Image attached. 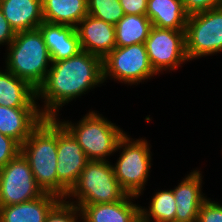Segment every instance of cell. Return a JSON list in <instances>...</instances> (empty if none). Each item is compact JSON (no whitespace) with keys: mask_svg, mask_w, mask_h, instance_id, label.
<instances>
[{"mask_svg":"<svg viewBox=\"0 0 222 222\" xmlns=\"http://www.w3.org/2000/svg\"><path fill=\"white\" fill-rule=\"evenodd\" d=\"M103 81L111 76L125 84H138L157 75L152 68L144 43L115 47L102 59Z\"/></svg>","mask_w":222,"mask_h":222,"instance_id":"8","label":"cell"},{"mask_svg":"<svg viewBox=\"0 0 222 222\" xmlns=\"http://www.w3.org/2000/svg\"><path fill=\"white\" fill-rule=\"evenodd\" d=\"M175 202L172 189L156 192L151 199L149 210L140 206V220L144 222H151V219H153L152 222H175Z\"/></svg>","mask_w":222,"mask_h":222,"instance_id":"23","label":"cell"},{"mask_svg":"<svg viewBox=\"0 0 222 222\" xmlns=\"http://www.w3.org/2000/svg\"><path fill=\"white\" fill-rule=\"evenodd\" d=\"M185 42L189 60L222 52V7L189 15Z\"/></svg>","mask_w":222,"mask_h":222,"instance_id":"7","label":"cell"},{"mask_svg":"<svg viewBox=\"0 0 222 222\" xmlns=\"http://www.w3.org/2000/svg\"><path fill=\"white\" fill-rule=\"evenodd\" d=\"M37 91L12 72L0 71V105L6 107H39Z\"/></svg>","mask_w":222,"mask_h":222,"instance_id":"19","label":"cell"},{"mask_svg":"<svg viewBox=\"0 0 222 222\" xmlns=\"http://www.w3.org/2000/svg\"><path fill=\"white\" fill-rule=\"evenodd\" d=\"M60 197L44 193L32 201L0 207V222H45Z\"/></svg>","mask_w":222,"mask_h":222,"instance_id":"18","label":"cell"},{"mask_svg":"<svg viewBox=\"0 0 222 222\" xmlns=\"http://www.w3.org/2000/svg\"><path fill=\"white\" fill-rule=\"evenodd\" d=\"M57 119V196L67 199L89 161L73 135Z\"/></svg>","mask_w":222,"mask_h":222,"instance_id":"11","label":"cell"},{"mask_svg":"<svg viewBox=\"0 0 222 222\" xmlns=\"http://www.w3.org/2000/svg\"><path fill=\"white\" fill-rule=\"evenodd\" d=\"M146 15L153 26L173 30H185L189 16L181 0H148Z\"/></svg>","mask_w":222,"mask_h":222,"instance_id":"20","label":"cell"},{"mask_svg":"<svg viewBox=\"0 0 222 222\" xmlns=\"http://www.w3.org/2000/svg\"><path fill=\"white\" fill-rule=\"evenodd\" d=\"M202 175L194 170L172 189L176 200L175 222H196L201 205L207 200L202 188Z\"/></svg>","mask_w":222,"mask_h":222,"instance_id":"14","label":"cell"},{"mask_svg":"<svg viewBox=\"0 0 222 222\" xmlns=\"http://www.w3.org/2000/svg\"><path fill=\"white\" fill-rule=\"evenodd\" d=\"M45 116L38 107L0 105V133L22 145Z\"/></svg>","mask_w":222,"mask_h":222,"instance_id":"13","label":"cell"},{"mask_svg":"<svg viewBox=\"0 0 222 222\" xmlns=\"http://www.w3.org/2000/svg\"><path fill=\"white\" fill-rule=\"evenodd\" d=\"M196 222H222V205L208 198L201 205Z\"/></svg>","mask_w":222,"mask_h":222,"instance_id":"27","label":"cell"},{"mask_svg":"<svg viewBox=\"0 0 222 222\" xmlns=\"http://www.w3.org/2000/svg\"><path fill=\"white\" fill-rule=\"evenodd\" d=\"M0 9L15 33L37 29L44 21L42 0H0Z\"/></svg>","mask_w":222,"mask_h":222,"instance_id":"17","label":"cell"},{"mask_svg":"<svg viewBox=\"0 0 222 222\" xmlns=\"http://www.w3.org/2000/svg\"><path fill=\"white\" fill-rule=\"evenodd\" d=\"M37 185L57 196V119L45 117L21 145Z\"/></svg>","mask_w":222,"mask_h":222,"instance_id":"2","label":"cell"},{"mask_svg":"<svg viewBox=\"0 0 222 222\" xmlns=\"http://www.w3.org/2000/svg\"><path fill=\"white\" fill-rule=\"evenodd\" d=\"M15 35V31L11 28L0 9V45H4L5 43V45L7 44L9 46L14 40Z\"/></svg>","mask_w":222,"mask_h":222,"instance_id":"30","label":"cell"},{"mask_svg":"<svg viewBox=\"0 0 222 222\" xmlns=\"http://www.w3.org/2000/svg\"><path fill=\"white\" fill-rule=\"evenodd\" d=\"M79 216L81 217V211L76 205L61 199L50 210L45 222H78Z\"/></svg>","mask_w":222,"mask_h":222,"instance_id":"25","label":"cell"},{"mask_svg":"<svg viewBox=\"0 0 222 222\" xmlns=\"http://www.w3.org/2000/svg\"><path fill=\"white\" fill-rule=\"evenodd\" d=\"M188 15L222 7V0H181Z\"/></svg>","mask_w":222,"mask_h":222,"instance_id":"28","label":"cell"},{"mask_svg":"<svg viewBox=\"0 0 222 222\" xmlns=\"http://www.w3.org/2000/svg\"><path fill=\"white\" fill-rule=\"evenodd\" d=\"M125 133L117 144L116 151L123 149L113 166L114 174L122 189L138 198L144 190L151 167V152L146 139L133 141Z\"/></svg>","mask_w":222,"mask_h":222,"instance_id":"6","label":"cell"},{"mask_svg":"<svg viewBox=\"0 0 222 222\" xmlns=\"http://www.w3.org/2000/svg\"><path fill=\"white\" fill-rule=\"evenodd\" d=\"M81 51L104 59L115 47V26L87 14L76 26Z\"/></svg>","mask_w":222,"mask_h":222,"instance_id":"12","label":"cell"},{"mask_svg":"<svg viewBox=\"0 0 222 222\" xmlns=\"http://www.w3.org/2000/svg\"><path fill=\"white\" fill-rule=\"evenodd\" d=\"M38 29L42 33L52 62L76 56L81 51L76 28L43 21Z\"/></svg>","mask_w":222,"mask_h":222,"instance_id":"16","label":"cell"},{"mask_svg":"<svg viewBox=\"0 0 222 222\" xmlns=\"http://www.w3.org/2000/svg\"><path fill=\"white\" fill-rule=\"evenodd\" d=\"M126 195L108 160H89L67 197L76 198L77 201H68L72 204L76 202L74 205H92L118 202Z\"/></svg>","mask_w":222,"mask_h":222,"instance_id":"4","label":"cell"},{"mask_svg":"<svg viewBox=\"0 0 222 222\" xmlns=\"http://www.w3.org/2000/svg\"><path fill=\"white\" fill-rule=\"evenodd\" d=\"M43 84L36 90L44 100L40 109L45 117H57L60 107L86 91L104 83L102 59L85 51L76 56L52 62Z\"/></svg>","mask_w":222,"mask_h":222,"instance_id":"1","label":"cell"},{"mask_svg":"<svg viewBox=\"0 0 222 222\" xmlns=\"http://www.w3.org/2000/svg\"><path fill=\"white\" fill-rule=\"evenodd\" d=\"M148 0H119L124 15H146Z\"/></svg>","mask_w":222,"mask_h":222,"instance_id":"29","label":"cell"},{"mask_svg":"<svg viewBox=\"0 0 222 222\" xmlns=\"http://www.w3.org/2000/svg\"><path fill=\"white\" fill-rule=\"evenodd\" d=\"M135 197L127 194L118 202L76 206L83 222H139L140 207L131 202Z\"/></svg>","mask_w":222,"mask_h":222,"instance_id":"15","label":"cell"},{"mask_svg":"<svg viewBox=\"0 0 222 222\" xmlns=\"http://www.w3.org/2000/svg\"><path fill=\"white\" fill-rule=\"evenodd\" d=\"M152 27L147 15H124L115 25L116 47L145 43Z\"/></svg>","mask_w":222,"mask_h":222,"instance_id":"22","label":"cell"},{"mask_svg":"<svg viewBox=\"0 0 222 222\" xmlns=\"http://www.w3.org/2000/svg\"><path fill=\"white\" fill-rule=\"evenodd\" d=\"M21 153V145L11 137L0 133V168Z\"/></svg>","mask_w":222,"mask_h":222,"instance_id":"26","label":"cell"},{"mask_svg":"<svg viewBox=\"0 0 222 222\" xmlns=\"http://www.w3.org/2000/svg\"><path fill=\"white\" fill-rule=\"evenodd\" d=\"M58 121L73 135L88 160L107 161L106 156L116 152L117 144L125 134L114 123L94 111H89L76 125Z\"/></svg>","mask_w":222,"mask_h":222,"instance_id":"5","label":"cell"},{"mask_svg":"<svg viewBox=\"0 0 222 222\" xmlns=\"http://www.w3.org/2000/svg\"><path fill=\"white\" fill-rule=\"evenodd\" d=\"M87 11L89 15L114 26L124 16L119 0H87Z\"/></svg>","mask_w":222,"mask_h":222,"instance_id":"24","label":"cell"},{"mask_svg":"<svg viewBox=\"0 0 222 222\" xmlns=\"http://www.w3.org/2000/svg\"><path fill=\"white\" fill-rule=\"evenodd\" d=\"M43 194L21 153L0 168V207L32 201Z\"/></svg>","mask_w":222,"mask_h":222,"instance_id":"9","label":"cell"},{"mask_svg":"<svg viewBox=\"0 0 222 222\" xmlns=\"http://www.w3.org/2000/svg\"><path fill=\"white\" fill-rule=\"evenodd\" d=\"M150 64L159 74L174 70L189 61L186 54L185 30L165 29L153 26L145 41Z\"/></svg>","mask_w":222,"mask_h":222,"instance_id":"10","label":"cell"},{"mask_svg":"<svg viewBox=\"0 0 222 222\" xmlns=\"http://www.w3.org/2000/svg\"><path fill=\"white\" fill-rule=\"evenodd\" d=\"M6 69L35 90L45 81L51 57L40 30L18 32L8 46Z\"/></svg>","mask_w":222,"mask_h":222,"instance_id":"3","label":"cell"},{"mask_svg":"<svg viewBox=\"0 0 222 222\" xmlns=\"http://www.w3.org/2000/svg\"><path fill=\"white\" fill-rule=\"evenodd\" d=\"M87 14V0H42L43 20L48 23L76 28Z\"/></svg>","mask_w":222,"mask_h":222,"instance_id":"21","label":"cell"}]
</instances>
